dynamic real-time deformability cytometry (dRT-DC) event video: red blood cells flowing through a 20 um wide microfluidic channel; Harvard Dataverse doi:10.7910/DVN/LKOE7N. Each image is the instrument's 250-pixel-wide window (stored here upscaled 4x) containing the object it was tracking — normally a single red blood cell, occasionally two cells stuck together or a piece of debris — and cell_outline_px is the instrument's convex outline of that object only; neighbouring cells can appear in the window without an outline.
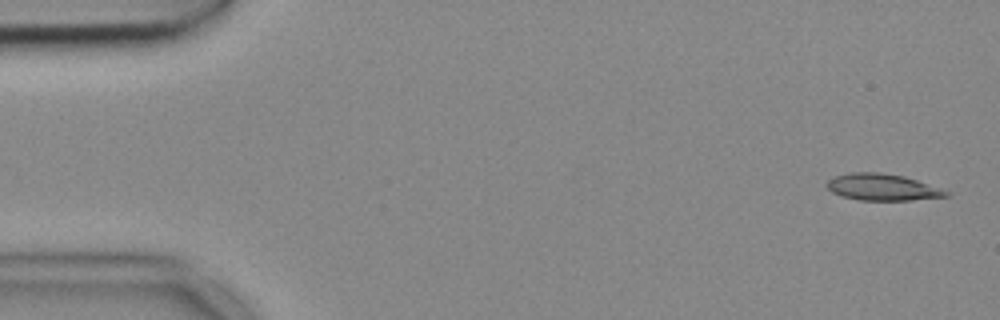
{"species": "common noctule bat (a hibernating species)", "species_latin": "Nyctalus noctula", "temperature_condition": "cold", "stored_images_in_passage": 5, "camera_frame_rate_fps": 3000, "um_per_image_px": 0.085, "animal": {"sex": "female", "body_mass_g": 18.4}, "frame": {"image": 1, "passage_image": 1, "time_ms": 0.0, "image_size_px": [1000, 320], "cell_outline_px": [[952, 192], [948, 196], [912, 200], [860, 200], [840, 196], [832, 192], [824, 184], [832, 176], [848, 172], [880, 172], [904, 176]], "centroid_in_image_um": [74.95, 15.9], "position_along_channel_um": 10.0, "area_um2": 18.67}}
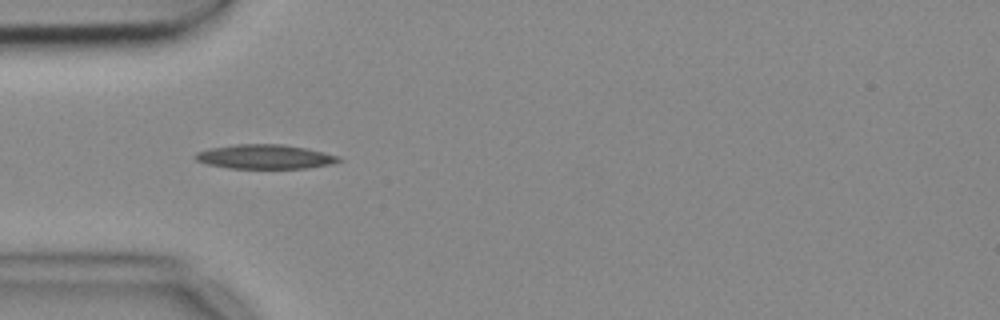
{"frame": {"image": 2, "passage_image": 4, "time_ms": 1.0, "image_size_px": [1000, 320], "cell_outline_px": [[344, 160], [332, 164], [308, 168], [228, 168], [208, 164], [196, 160], [192, 156], [196, 152], [212, 148], [236, 144], [280, 144], [308, 148], [340, 156]], "centroid_in_image_um": [22.56, 13.32], "position_along_channel_um": 62.4, "area_um2": 20.4}}